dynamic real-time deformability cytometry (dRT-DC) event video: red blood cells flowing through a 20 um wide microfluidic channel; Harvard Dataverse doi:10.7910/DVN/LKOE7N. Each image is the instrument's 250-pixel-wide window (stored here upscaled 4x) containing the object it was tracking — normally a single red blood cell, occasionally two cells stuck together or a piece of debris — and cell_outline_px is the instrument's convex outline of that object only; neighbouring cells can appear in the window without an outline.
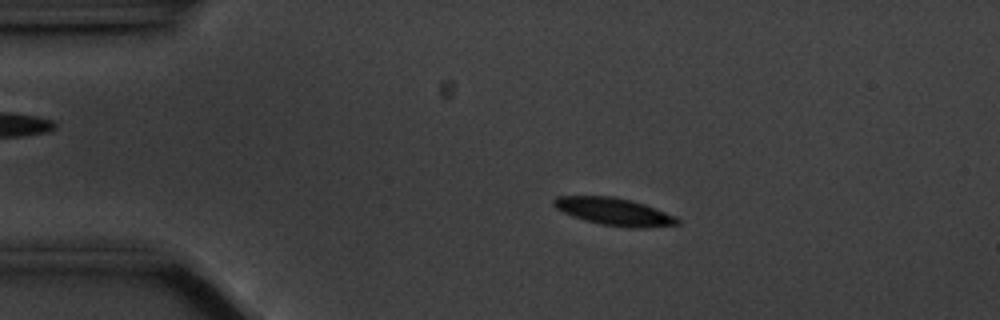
{"species": "common noctule bat (a hibernating species)", "species_latin": "Nyctalus noctula", "temperature_condition": "cold", "stored_images_in_passage": 55, "camera_frame_rate_fps": 3000, "um_per_image_px": 0.085, "animal": {"sex": "male", "body_mass_g": 20.1, "forearm_length_mm": 53.5}, "frame": {"image": 1, "passage_image": 9, "time_ms": 2.667, "image_size_px": [1000, 320], "cell_outline_px": [[680, 224], [648, 228], [632, 228], [600, 224], [584, 220], [572, 216], [556, 208], [552, 204], [552, 200], [556, 196], [612, 196], [632, 200], [644, 204], [676, 216], [680, 220]], "centroid_in_image_um": [52.21, 17.99], "position_along_channel_um": 32.8, "area_um2": 19.88}}
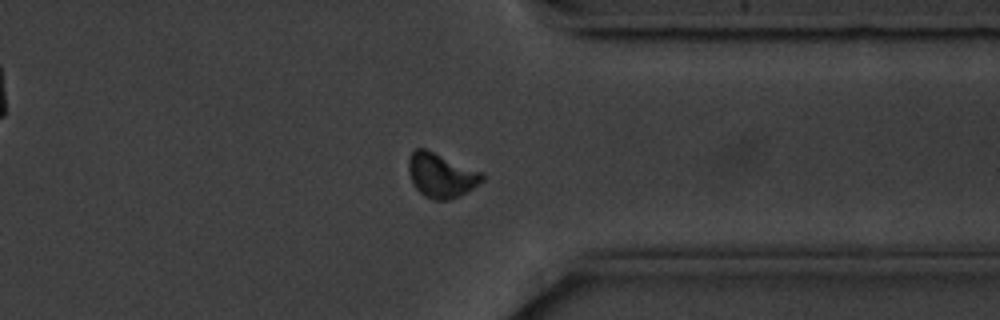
{"frame": {"image": 2, "passage_image": 42, "time_ms": 13.667, "image_size_px": [1000, 320], "cell_outline_px": [[484, 180], [460, 196], [448, 200], [432, 200], [424, 196], [412, 184], [408, 172], [408, 156], [416, 148], [424, 148], [484, 172]], "centroid_in_image_um": [37.48, 14.9], "position_along_channel_um": 373.9, "area_um2": 19.25}}
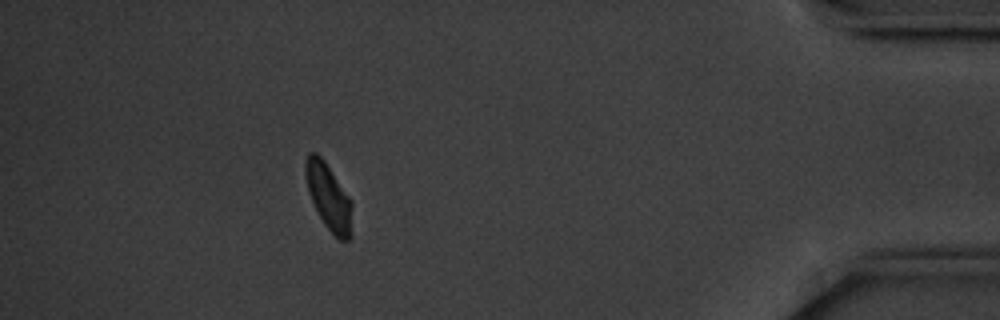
{"frame": {"image": 3, "passage_image": 49, "time_ms": 16.0, "image_size_px": [1000, 320], "cell_outline_px": [[352, 236], [348, 240], [340, 240], [324, 224], [308, 192], [304, 176], [304, 164], [308, 152], [316, 152], [324, 160], [352, 200]], "centroid_in_image_um": [27.94, 16.71], "position_along_channel_um": 407.3, "area_um2": 18.15}, "authors_computed_cell_mechanics": {"area_um2": 19.2474, "velocity_mm_per_s": 3.5096, "shape_relaxation_time_tau1_ms": 2.2756, "shape_relaxation_time_tau2_ms": null, "deformation_change_tau1": 0.1076, "deformation_change_tau2": null}}